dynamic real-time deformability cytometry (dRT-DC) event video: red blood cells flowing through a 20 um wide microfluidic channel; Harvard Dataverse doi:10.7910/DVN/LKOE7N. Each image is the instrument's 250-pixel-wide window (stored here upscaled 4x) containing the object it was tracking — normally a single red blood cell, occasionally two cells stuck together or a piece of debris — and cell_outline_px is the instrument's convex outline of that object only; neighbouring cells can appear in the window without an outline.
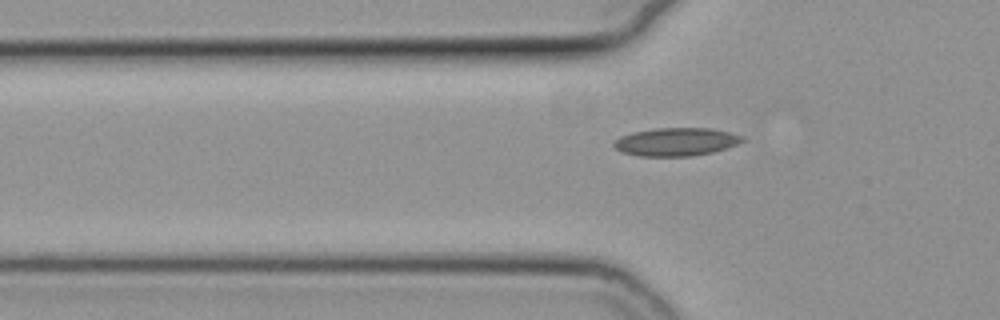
{"species": "common noctule bat (a hibernating species)", "species_latin": "Nyctalus noctula", "temperature_condition": "cold", "stored_images_in_passage": 35, "camera_frame_rate_fps": 3000, "um_per_image_px": 0.085, "animal": {"sex": "female", "body_mass_g": 19.3, "forearm_length_mm": 54.1}, "frame": {"image": 1, "passage_image": 3, "time_ms": 0.667, "image_size_px": [1000, 320], "cell_outline_px": [[744, 140], [736, 144], [712, 152], [692, 156], [640, 156], [624, 152], [616, 148], [612, 144], [620, 136], [632, 132], [656, 128], [712, 128], [744, 136]], "centroid_in_image_um": [57.46, 12.05], "position_along_channel_um": 68.3, "area_um2": 20.87}}
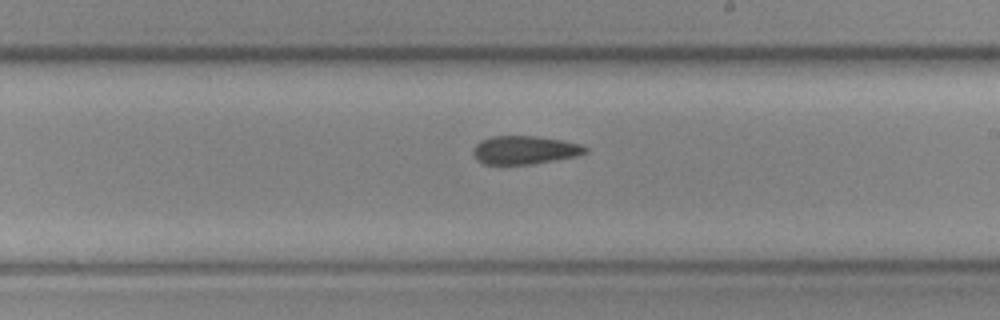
{"frame": {"image": 2, "passage_image": 17, "time_ms": 5.333, "image_size_px": [1000, 320], "cell_outline_px": [[588, 152], [576, 156], [532, 164], [484, 164], [476, 160], [472, 152], [476, 144], [480, 140], [492, 136], [536, 136], [560, 140], [580, 144], [588, 148]], "centroid_in_image_um": [44.57, 12.75], "position_along_channel_um": 244.4, "area_um2": 18.5}}
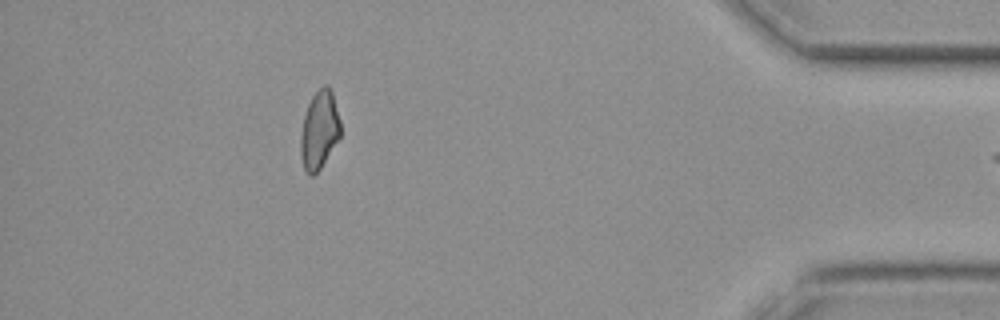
{"frame": {"image": 3, "passage_image": 34, "time_ms": 11.0, "image_size_px": [1000, 320], "cell_outline_px": [[340, 136], [320, 168], [312, 176], [308, 176], [304, 168], [300, 156], [300, 136], [304, 116], [308, 104], [312, 96], [324, 84], [328, 84], [332, 92], [340, 120]], "centroid_in_image_um": [27.13, 11.05], "position_along_channel_um": 408.1, "area_um2": 18.03}}